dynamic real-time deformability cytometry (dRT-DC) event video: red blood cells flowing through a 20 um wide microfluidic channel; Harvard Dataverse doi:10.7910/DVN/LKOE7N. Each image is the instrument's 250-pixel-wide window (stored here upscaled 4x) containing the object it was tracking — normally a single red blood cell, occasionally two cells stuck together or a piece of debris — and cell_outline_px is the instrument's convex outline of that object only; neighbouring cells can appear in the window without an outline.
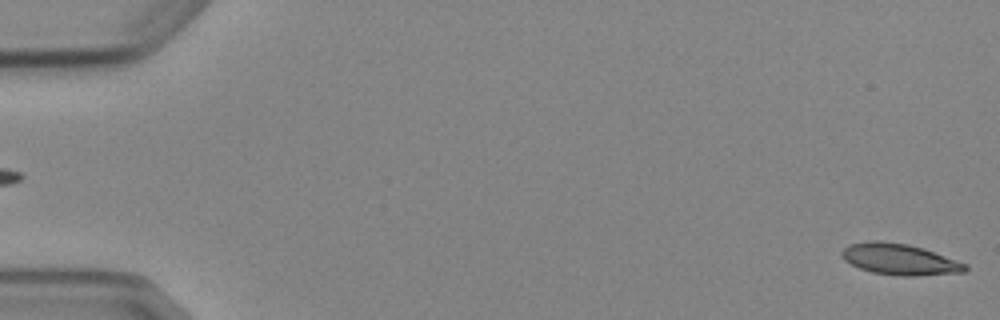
{"species": "Egyptian fruit bat (a non-hibernating species)", "species_latin": "Rousettus aegyptiacus", "temperature_condition": "cold", "stored_images_in_passage": 5, "segment_of_instrument_passage": [2, 2], "camera_frame_rate_fps": 3000, "um_per_image_px": 0.085, "animal": {"sex": "female"}, "frame": {"image": 1, "passage_image": 5, "time_ms": 4.667, "image_size_px": [1000, 320], "cell_outline_px": [[968, 268], [964, 272], [916, 276], [900, 276], [872, 272], [860, 268], [844, 260], [840, 256], [840, 252], [848, 244], [868, 240], [880, 240], [908, 244], [924, 248], [968, 264]], "centroid_in_image_um": [76.45, 22.03], "position_along_channel_um": 8.5, "area_um2": 22.66}}